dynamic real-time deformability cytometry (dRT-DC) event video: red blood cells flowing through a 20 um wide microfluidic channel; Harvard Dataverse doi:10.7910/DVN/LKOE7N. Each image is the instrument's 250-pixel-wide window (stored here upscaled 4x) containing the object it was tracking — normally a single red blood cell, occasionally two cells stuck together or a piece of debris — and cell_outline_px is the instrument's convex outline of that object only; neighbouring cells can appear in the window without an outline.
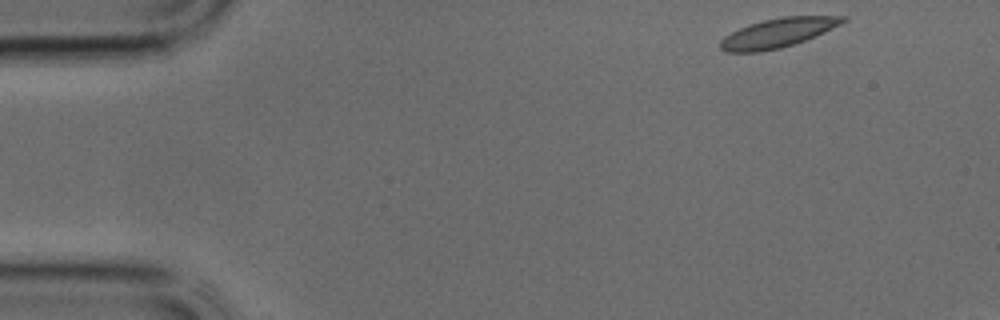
{"species": "common noctule bat (a hibernating species)", "species_latin": "Nyctalus noctula", "temperature_condition": "cold", "stored_images_in_passage": 33, "camera_frame_rate_fps": 3000, "um_per_image_px": 0.085, "animal": {"sex": "male", "body_mass_g": 17.9, "forearm_length_mm": 54.2}, "frame": {"image": 1, "passage_image": 1, "time_ms": 0.0, "image_size_px": [1000, 320], "cell_outline_px": [[848, 20], [840, 24], [804, 40], [780, 48], [760, 52], [728, 52], [720, 48], [720, 40], [724, 36], [740, 28], [764, 20], [784, 16], [848, 16]], "centroid_in_image_um": [66.1, 2.79], "position_along_channel_um": 18.9, "area_um2": 20.4}}
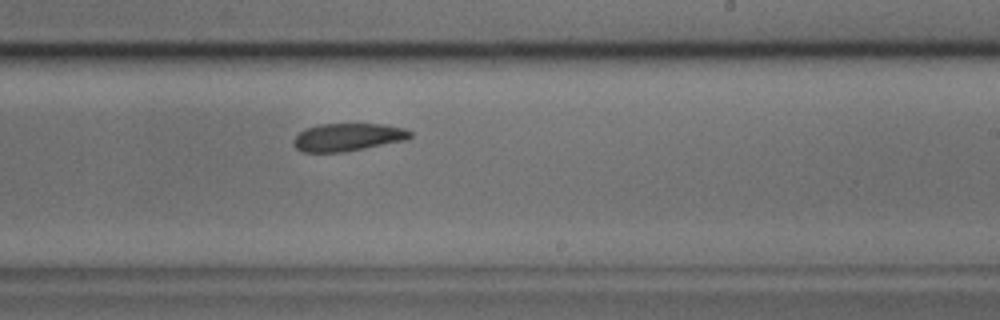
{"frame": {"image": 2, "passage_image": 20, "time_ms": 6.333, "image_size_px": [1000, 320], "cell_outline_px": [[412, 136], [408, 140], [344, 152], [300, 152], [292, 144], [292, 140], [304, 128], [316, 124], [384, 124], [404, 128], [412, 132]], "centroid_in_image_um": [29.55, 11.66], "position_along_channel_um": 259.5, "area_um2": 19.19}}
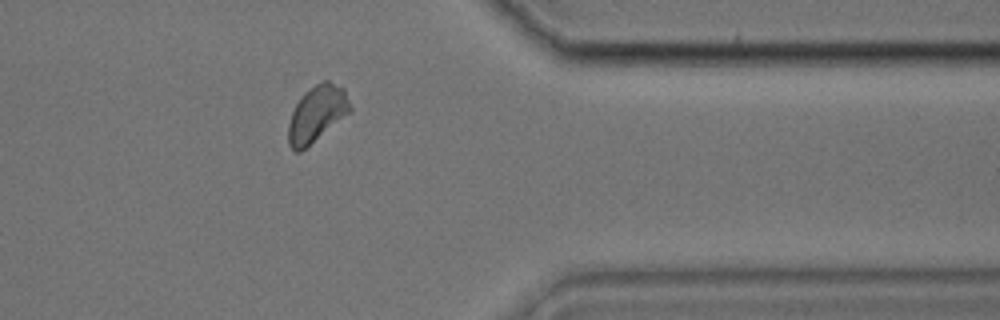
{"frame": {"image": 3, "passage_image": 28, "time_ms": 9.0, "image_size_px": [1000, 320], "cell_outline_px": [[352, 112], [300, 152], [296, 152], [288, 144], [288, 124], [292, 112], [296, 104], [304, 92], [308, 88], [324, 80], [328, 80], [344, 88], [352, 108]], "centroid_in_image_um": [26.95, 9.66], "position_along_channel_um": 384.4, "area_um2": 20.35}}